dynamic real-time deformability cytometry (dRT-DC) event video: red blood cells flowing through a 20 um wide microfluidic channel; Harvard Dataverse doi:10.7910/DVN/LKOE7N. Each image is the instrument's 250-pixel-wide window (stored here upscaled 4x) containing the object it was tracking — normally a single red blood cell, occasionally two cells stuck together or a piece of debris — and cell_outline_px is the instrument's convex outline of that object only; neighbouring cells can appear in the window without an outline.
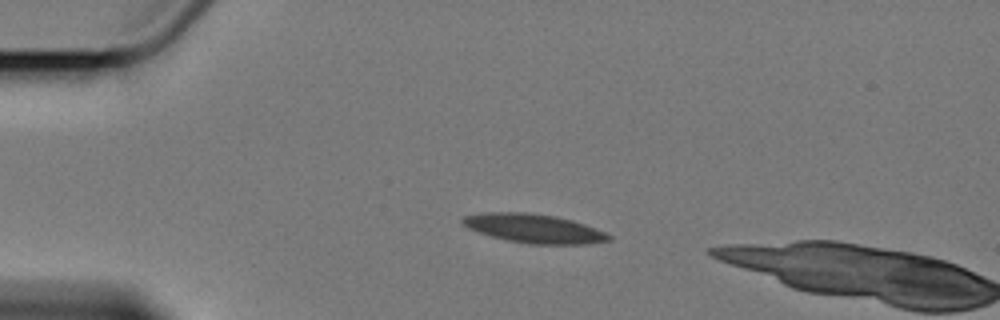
{"species": "Egyptian fruit bat (a non-hibernating species)", "species_latin": "Rousettus aegyptiacus", "temperature_condition": "cold", "stored_images_in_passage": 2, "camera_frame_rate_fps": 3000, "um_per_image_px": 0.085, "animal": {"sex": "female"}, "frame": {"image": 1, "passage_image": 1, "time_ms": 0.0, "image_size_px": [1000, 320], "cell_outline_px": [[612, 240], [588, 244], [528, 244], [508, 240], [492, 236], [468, 228], [460, 220], [464, 216], [484, 212], [520, 212], [552, 216], [572, 220], [584, 224], [604, 232], [612, 236]], "centroid_in_image_um": [45.39, 19.43], "position_along_channel_um": 39.6, "area_um2": 24.33}}